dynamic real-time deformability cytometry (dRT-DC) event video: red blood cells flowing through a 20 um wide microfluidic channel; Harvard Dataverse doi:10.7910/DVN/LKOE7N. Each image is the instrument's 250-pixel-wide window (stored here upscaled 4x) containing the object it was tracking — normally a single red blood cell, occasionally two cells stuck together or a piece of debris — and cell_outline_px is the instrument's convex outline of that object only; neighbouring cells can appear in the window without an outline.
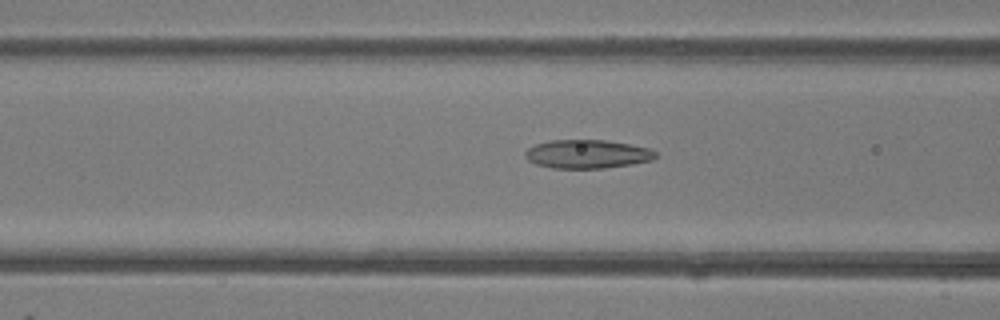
{"species": "common noctule bat (a hibernating species)", "species_latin": "Nyctalus noctula", "temperature_condition": "room temperature", "stored_images_in_passage": 48, "camera_frame_rate_fps": 3000, "um_per_image_px": 0.085, "animal": {"sex": "female"}, "frame": {"image": 1, "passage_image": 19, "time_ms": 6.0, "image_size_px": [1000, 320], "cell_outline_px": [[656, 156], [652, 160], [632, 164], [604, 168], [552, 168], [536, 164], [528, 160], [524, 156], [524, 152], [528, 148], [536, 144], [552, 140], [604, 140], [628, 144], [648, 148], [656, 152]], "centroid_in_image_um": [49.89, 13.1], "position_along_channel_um": 116.7, "area_um2": 21.62}}
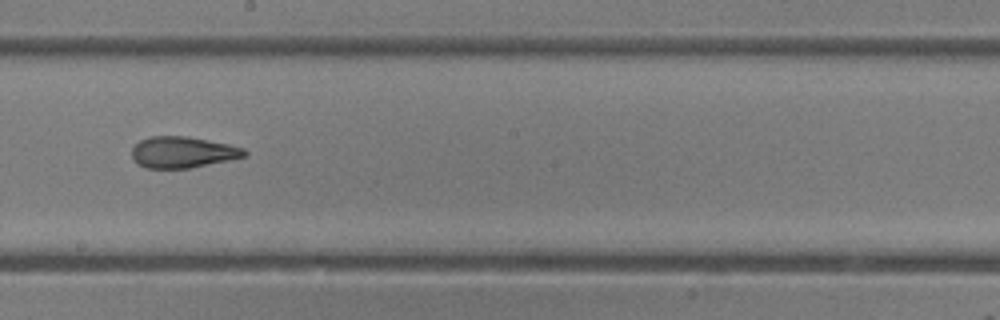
{"frame": {"image": 2, "passage_image": 27, "time_ms": 8.667, "image_size_px": [1000, 320], "cell_outline_px": [[248, 156], [188, 168], [144, 168], [136, 164], [132, 160], [132, 148], [140, 140], [152, 136], [188, 136], [228, 144], [244, 148], [248, 152]], "centroid_in_image_um": [15.51, 12.94], "position_along_channel_um": 232.7, "area_um2": 20.58}}
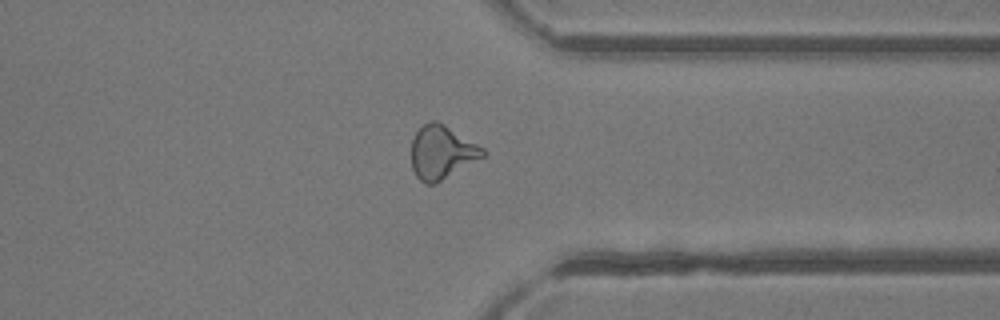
{"frame": {"image": 3, "passage_image": 37, "time_ms": 12.0, "image_size_px": [1000, 320], "cell_outline_px": [[484, 156], [436, 184], [424, 184], [416, 176], [412, 168], [412, 140], [416, 132], [424, 124], [432, 120], [436, 120], [444, 124], [484, 148]], "centroid_in_image_um": [37.53, 12.96], "position_along_channel_um": 373.9, "area_um2": 22.08}, "authors_computed_cell_mechanics": {"area_um2": 22.3686, "velocity_mm_per_s": 4.3504, "shape_relaxation_time_tau1_ms": null, "shape_relaxation_time_tau2_ms": 1.7606, "deformation_change_tau1": null, "deformation_change_tau2": 0.0928}}